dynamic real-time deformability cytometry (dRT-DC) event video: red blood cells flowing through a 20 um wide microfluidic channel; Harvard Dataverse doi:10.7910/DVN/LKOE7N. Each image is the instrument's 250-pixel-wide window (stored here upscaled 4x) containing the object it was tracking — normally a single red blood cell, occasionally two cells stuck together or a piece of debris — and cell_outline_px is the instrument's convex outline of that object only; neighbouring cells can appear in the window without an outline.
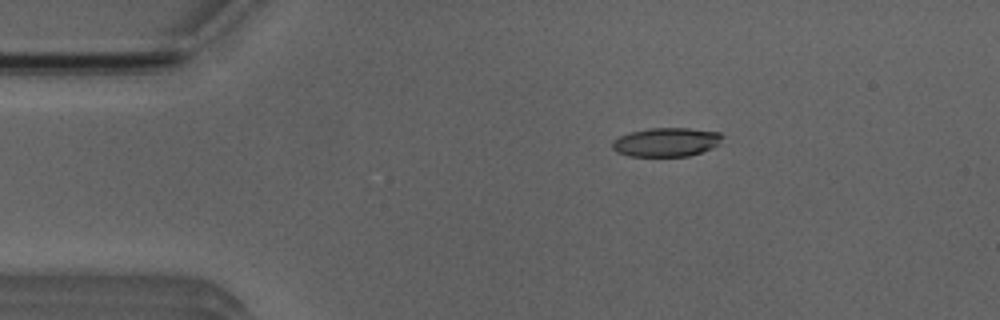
{"species": "Egyptian fruit bat (a non-hibernating species)", "species_latin": "Rousettus aegyptiacus", "temperature_condition": "room temperature", "stored_images_in_passage": 45, "camera_frame_rate_fps": 3000, "um_per_image_px": 0.085, "animal": {"sex": "male"}, "frame": {"image": 1, "passage_image": 2, "time_ms": 0.333, "image_size_px": [1000, 320], "cell_outline_px": [[724, 136], [712, 148], [688, 156], [628, 156], [616, 152], [612, 148], [612, 140], [620, 136], [632, 132], [652, 128], [688, 128], [720, 132]], "centroid_in_image_um": [56.61, 12.08], "position_along_channel_um": 28.4, "area_um2": 18.38}}
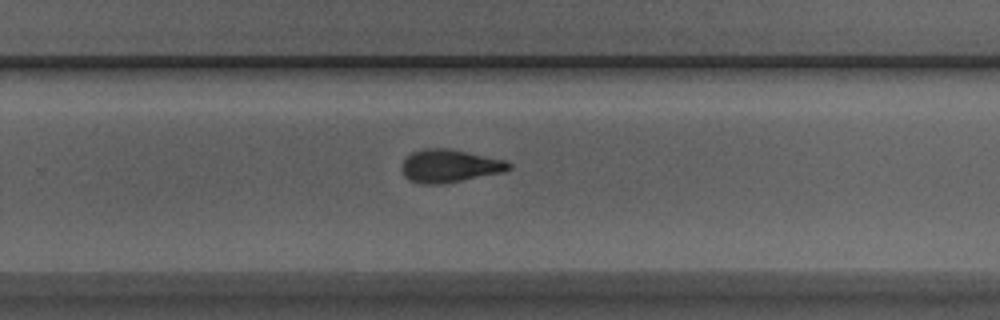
{"frame": {"image": 2, "passage_image": 26, "time_ms": 8.333, "image_size_px": [1000, 320], "cell_outline_px": [[512, 168], [500, 172], [444, 184], [420, 184], [408, 180], [404, 176], [400, 168], [400, 164], [412, 152], [424, 148], [448, 148], [504, 160], [512, 164]], "centroid_in_image_um": [38.14, 14.11], "position_along_channel_um": 291.7, "area_um2": 20.52}}
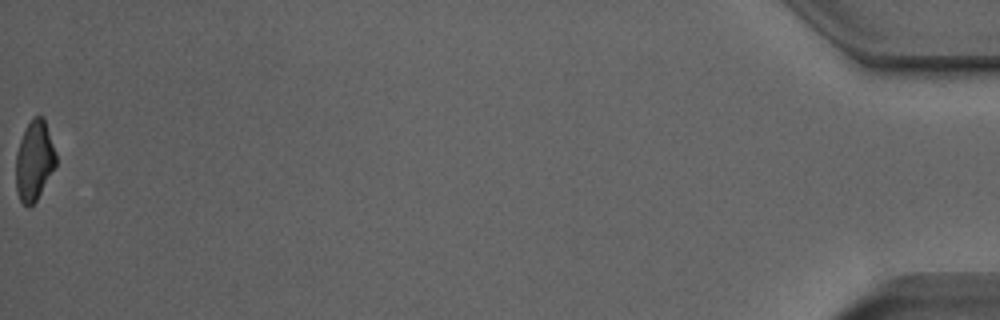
{"frame": {"image": 3, "passage_image": 45, "time_ms": 14.667, "image_size_px": [1000, 320], "cell_outline_px": [[56, 164], [36, 200], [28, 208], [20, 200], [16, 192], [16, 156], [20, 140], [28, 124], [36, 116], [44, 116], [56, 152]], "centroid_in_image_um": [2.91, 13.65], "position_along_channel_um": 432.3, "area_um2": 18.38}, "authors_computed_cell_mechanics": {"area_um2": 19.9988, "velocity_mm_per_s": 3.9388, "shape_relaxation_time_tau1_ms": 5.2892, "shape_relaxation_time_tau2_ms": 2.7638, "deformation_change_tau1": 0.1886, "deformation_change_tau2": 0.1119}}